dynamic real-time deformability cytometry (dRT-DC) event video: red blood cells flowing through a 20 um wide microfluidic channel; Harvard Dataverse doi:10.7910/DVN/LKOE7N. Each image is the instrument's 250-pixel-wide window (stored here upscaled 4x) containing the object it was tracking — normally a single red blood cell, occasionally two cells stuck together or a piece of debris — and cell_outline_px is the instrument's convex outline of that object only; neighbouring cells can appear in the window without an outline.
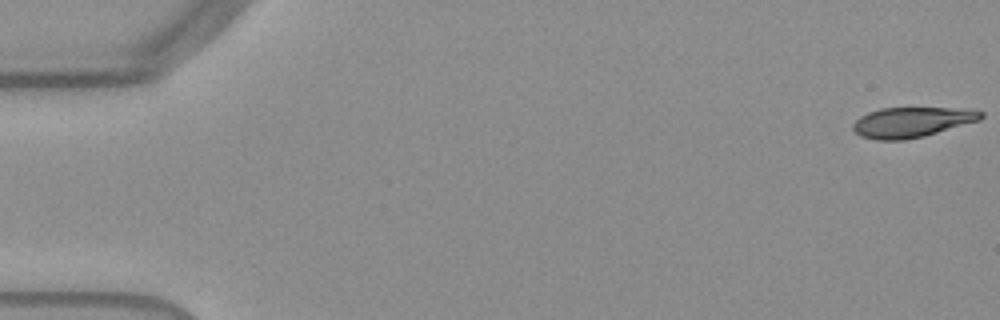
{"species": "Egyptian fruit bat (a non-hibernating species)", "species_latin": "Rousettus aegyptiacus", "temperature_condition": "warm", "stored_images_in_passage": 53, "camera_frame_rate_fps": 3000, "um_per_image_px": 0.085, "frame": {"image": 1, "passage_image": 1, "time_ms": 0.0, "image_size_px": [1000, 320], "cell_outline_px": [[984, 116], [980, 120], [924, 136], [904, 140], [876, 140], [860, 136], [852, 128], [852, 124], [860, 116], [868, 112], [880, 108], [948, 108], [984, 112]], "centroid_in_image_um": [77.45, 10.39], "position_along_channel_um": 7.6, "area_um2": 22.31}}
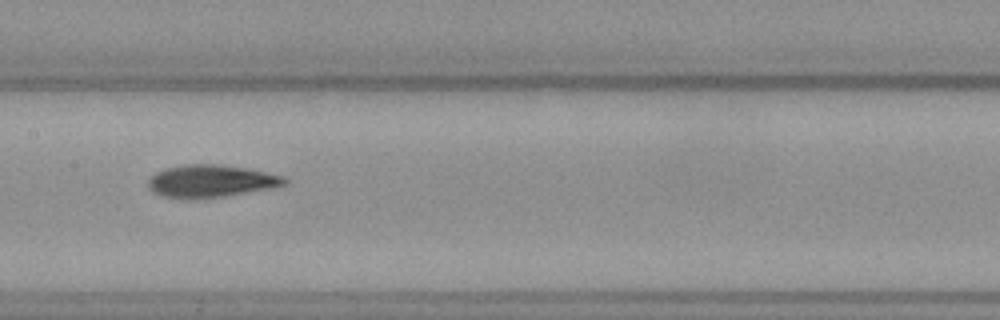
{"frame": {"image": 2, "passage_image": 27, "time_ms": 8.667, "image_size_px": [1000, 320], "cell_outline_px": [[288, 180], [284, 184], [268, 188], [224, 196], [188, 200], [164, 196], [152, 192], [148, 188], [148, 180], [156, 172], [164, 168], [188, 164], [216, 164], [248, 168], [284, 176]], "centroid_in_image_um": [17.87, 15.39], "position_along_channel_um": 189.5, "area_um2": 25.72}}
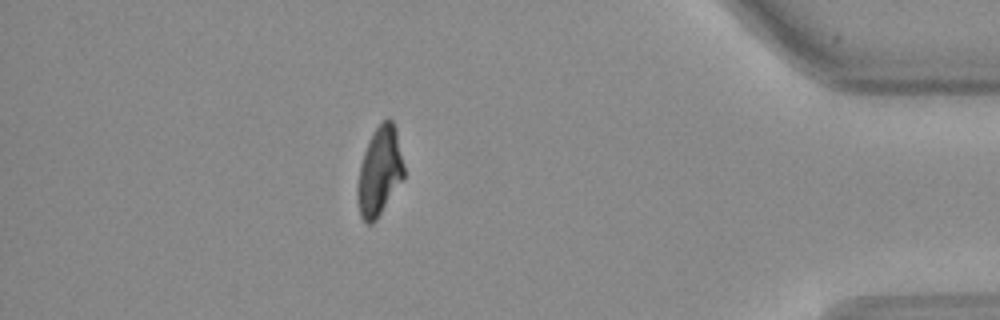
{"frame": {"image": 3, "passage_image": 47, "time_ms": 15.333, "image_size_px": [1000, 320], "cell_outline_px": [[404, 176], [376, 220], [372, 224], [368, 224], [360, 216], [356, 200], [356, 188], [360, 164], [368, 140], [372, 132], [388, 116], [392, 120], [396, 128], [404, 164]], "centroid_in_image_um": [32.24, 14.55], "position_along_channel_um": 403.0, "area_um2": 24.1}, "authors_computed_cell_mechanics": {"area_um2": 25.3742, "velocity_mm_per_s": 3.8442, "shape_relaxation_time_tau1_ms": 4.6382, "shape_relaxation_time_tau2_ms": 3.3843, "deformation_change_tau1": 0.187, "deformation_change_tau2": 0.0943}}